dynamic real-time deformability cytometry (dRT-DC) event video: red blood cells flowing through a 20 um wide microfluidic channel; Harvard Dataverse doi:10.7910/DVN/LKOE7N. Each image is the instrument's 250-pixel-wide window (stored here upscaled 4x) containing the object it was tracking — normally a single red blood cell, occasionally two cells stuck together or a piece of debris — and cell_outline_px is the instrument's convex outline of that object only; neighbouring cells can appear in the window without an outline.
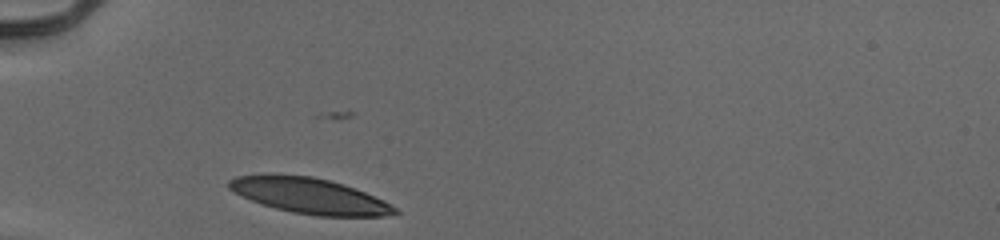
{"species": "human", "species_latin": "Homo sapiens", "temperature_condition": "cold", "stored_images_in_passage": 28, "camera_frame_rate_fps": 3000, "um_per_image_px": 0.085, "donor": {"sex": "male"}, "frame": {"image": 1, "passage_image": 1, "time_ms": 0.0, "image_size_px": [1000, 240], "cell_outline_px": [[400, 212], [384, 216], [316, 216], [292, 212], [260, 204], [228, 188], [228, 180], [236, 176], [268, 172], [312, 176], [344, 184], [384, 200], [392, 204]], "centroid_in_image_um": [26.28, 16.61], "position_along_channel_um": 58.7, "area_um2": 34.74}}
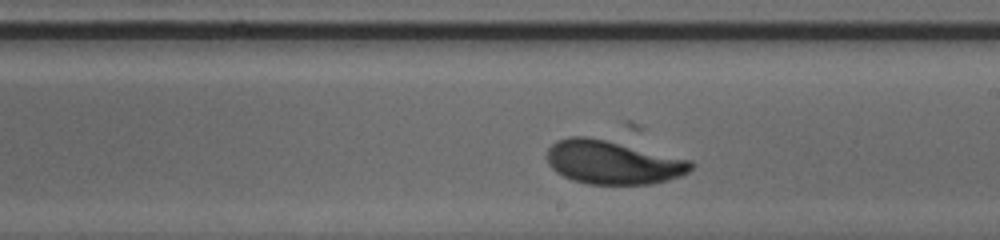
{"frame": {"image": 2, "passage_image": 16, "time_ms": 5.0, "image_size_px": [1000, 240], "cell_outline_px": [[692, 168], [688, 172], [680, 176], [668, 180], [652, 184], [588, 184], [572, 180], [556, 172], [548, 164], [548, 148], [556, 140], [568, 136], [588, 136], [692, 160]], "centroid_in_image_um": [52.07, 13.8], "position_along_channel_um": 236.9, "area_um2": 36.47}}
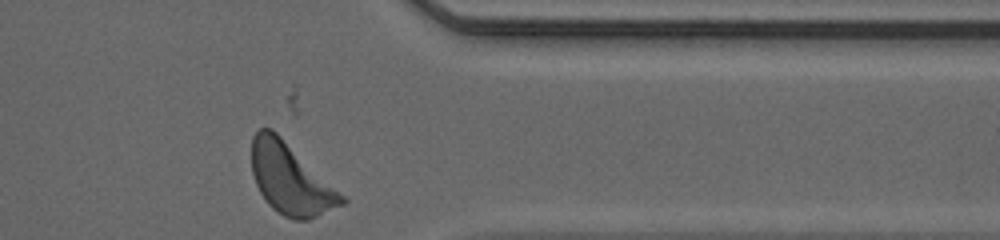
{"frame": {"image": 3, "passage_image": 28, "time_ms": 9.0, "image_size_px": [1000, 240], "cell_outline_px": [[348, 200], [344, 204], [308, 220], [292, 220], [284, 216], [272, 208], [268, 204], [260, 192], [256, 184], [252, 172], [252, 136], [260, 128], [272, 128], [344, 196]], "centroid_in_image_um": [24.67, 15.23], "position_along_channel_um": 386.7, "area_um2": 36.65}, "authors_computed_cell_mechanics": {"area_um2": 35.7782, "velocity_mm_per_s": 3.8746, "shape_relaxation_time_tau1_ms": 2.6539, "shape_relaxation_time_tau2_ms": 0.8441, "deformation_change_tau1": 0.1597, "deformation_change_tau2": 0.0688}}